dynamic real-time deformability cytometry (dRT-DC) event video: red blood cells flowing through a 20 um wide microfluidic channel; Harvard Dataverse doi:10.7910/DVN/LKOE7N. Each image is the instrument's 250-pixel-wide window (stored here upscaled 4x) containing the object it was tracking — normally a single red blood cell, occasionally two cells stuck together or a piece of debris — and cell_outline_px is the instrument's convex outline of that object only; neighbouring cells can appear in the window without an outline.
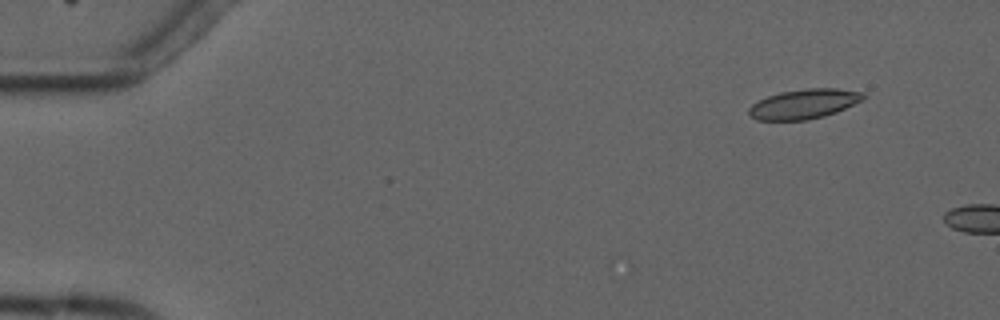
{"species": "common noctule bat (a hibernating species)", "species_latin": "Nyctalus noctula", "temperature_condition": "cold", "stored_images_in_passage": 3, "camera_frame_rate_fps": 3000, "um_per_image_px": 0.085, "animal": {"sex": "male", "forearm_length_mm": 52.5}, "frame": {"image": 1, "passage_image": 2, "time_ms": 1.0, "image_size_px": [1000, 320], "cell_outline_px": [[864, 100], [836, 112], [824, 116], [808, 120], [756, 120], [748, 112], [748, 108], [752, 104], [768, 96], [780, 92], [808, 88], [836, 88], [864, 92]], "centroid_in_image_um": [68.36, 8.83], "position_along_channel_um": 16.6, "area_um2": 19.77}}